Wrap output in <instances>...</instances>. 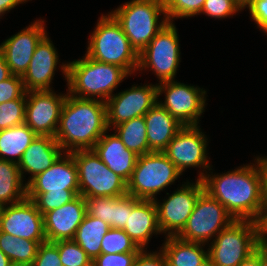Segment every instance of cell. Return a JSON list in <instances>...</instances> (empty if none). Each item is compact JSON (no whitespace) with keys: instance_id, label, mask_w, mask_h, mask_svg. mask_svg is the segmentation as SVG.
<instances>
[{"instance_id":"1","label":"cell","mask_w":267,"mask_h":266,"mask_svg":"<svg viewBox=\"0 0 267 266\" xmlns=\"http://www.w3.org/2000/svg\"><path fill=\"white\" fill-rule=\"evenodd\" d=\"M255 160L220 175L207 172L201 181L204 191L218 200L235 220L262 224L267 211L266 171L261 157Z\"/></svg>"},{"instance_id":"2","label":"cell","mask_w":267,"mask_h":266,"mask_svg":"<svg viewBox=\"0 0 267 266\" xmlns=\"http://www.w3.org/2000/svg\"><path fill=\"white\" fill-rule=\"evenodd\" d=\"M106 131V102L67 93L54 136L64 152L92 149Z\"/></svg>"},{"instance_id":"3","label":"cell","mask_w":267,"mask_h":266,"mask_svg":"<svg viewBox=\"0 0 267 266\" xmlns=\"http://www.w3.org/2000/svg\"><path fill=\"white\" fill-rule=\"evenodd\" d=\"M62 63L61 72L67 82V93L83 99L106 102L129 74L121 67L82 56Z\"/></svg>"},{"instance_id":"4","label":"cell","mask_w":267,"mask_h":266,"mask_svg":"<svg viewBox=\"0 0 267 266\" xmlns=\"http://www.w3.org/2000/svg\"><path fill=\"white\" fill-rule=\"evenodd\" d=\"M96 27L88 38L85 55L99 62L123 68L131 77L137 73L139 54L131 46L121 25L108 12L97 20Z\"/></svg>"},{"instance_id":"5","label":"cell","mask_w":267,"mask_h":266,"mask_svg":"<svg viewBox=\"0 0 267 266\" xmlns=\"http://www.w3.org/2000/svg\"><path fill=\"white\" fill-rule=\"evenodd\" d=\"M110 14L121 25L138 54L168 23L164 0H130Z\"/></svg>"},{"instance_id":"6","label":"cell","mask_w":267,"mask_h":266,"mask_svg":"<svg viewBox=\"0 0 267 266\" xmlns=\"http://www.w3.org/2000/svg\"><path fill=\"white\" fill-rule=\"evenodd\" d=\"M261 231L256 221L234 220L210 242L208 256L215 266H238L258 249Z\"/></svg>"},{"instance_id":"7","label":"cell","mask_w":267,"mask_h":266,"mask_svg":"<svg viewBox=\"0 0 267 266\" xmlns=\"http://www.w3.org/2000/svg\"><path fill=\"white\" fill-rule=\"evenodd\" d=\"M181 175L164 152L140 155L127 182V194L140 200H155L160 191L172 185Z\"/></svg>"},{"instance_id":"8","label":"cell","mask_w":267,"mask_h":266,"mask_svg":"<svg viewBox=\"0 0 267 266\" xmlns=\"http://www.w3.org/2000/svg\"><path fill=\"white\" fill-rule=\"evenodd\" d=\"M77 166L79 195L121 197L127 194V182L111 171L92 149L70 152Z\"/></svg>"},{"instance_id":"9","label":"cell","mask_w":267,"mask_h":266,"mask_svg":"<svg viewBox=\"0 0 267 266\" xmlns=\"http://www.w3.org/2000/svg\"><path fill=\"white\" fill-rule=\"evenodd\" d=\"M180 55L176 25L168 22L139 53L137 71L150 68L159 83L174 80L181 62Z\"/></svg>"},{"instance_id":"10","label":"cell","mask_w":267,"mask_h":266,"mask_svg":"<svg viewBox=\"0 0 267 266\" xmlns=\"http://www.w3.org/2000/svg\"><path fill=\"white\" fill-rule=\"evenodd\" d=\"M235 219L215 198L203 191L183 230L177 237L186 242L209 244Z\"/></svg>"},{"instance_id":"11","label":"cell","mask_w":267,"mask_h":266,"mask_svg":"<svg viewBox=\"0 0 267 266\" xmlns=\"http://www.w3.org/2000/svg\"><path fill=\"white\" fill-rule=\"evenodd\" d=\"M158 97L165 94V100H158L183 126L199 125V119L206 107V90L175 80L157 84Z\"/></svg>"},{"instance_id":"12","label":"cell","mask_w":267,"mask_h":266,"mask_svg":"<svg viewBox=\"0 0 267 266\" xmlns=\"http://www.w3.org/2000/svg\"><path fill=\"white\" fill-rule=\"evenodd\" d=\"M203 191V183L197 179L195 183L184 182L168 198L163 199V203L157 198L154 200L157 207L158 225L161 232L166 235L165 237L177 236L183 230Z\"/></svg>"},{"instance_id":"13","label":"cell","mask_w":267,"mask_h":266,"mask_svg":"<svg viewBox=\"0 0 267 266\" xmlns=\"http://www.w3.org/2000/svg\"><path fill=\"white\" fill-rule=\"evenodd\" d=\"M207 144L208 138L199 125H187L172 138L164 153L182 174L186 168H202L197 178L201 180L207 173L206 170H212L207 156Z\"/></svg>"},{"instance_id":"14","label":"cell","mask_w":267,"mask_h":266,"mask_svg":"<svg viewBox=\"0 0 267 266\" xmlns=\"http://www.w3.org/2000/svg\"><path fill=\"white\" fill-rule=\"evenodd\" d=\"M158 99L157 83L143 86L134 84L130 89L114 93L106 101L108 128L144 116L158 103Z\"/></svg>"},{"instance_id":"15","label":"cell","mask_w":267,"mask_h":266,"mask_svg":"<svg viewBox=\"0 0 267 266\" xmlns=\"http://www.w3.org/2000/svg\"><path fill=\"white\" fill-rule=\"evenodd\" d=\"M60 94V95H59ZM26 92L25 124L38 136L54 137L67 94Z\"/></svg>"},{"instance_id":"16","label":"cell","mask_w":267,"mask_h":266,"mask_svg":"<svg viewBox=\"0 0 267 266\" xmlns=\"http://www.w3.org/2000/svg\"><path fill=\"white\" fill-rule=\"evenodd\" d=\"M0 231L17 238L46 242L43 215L27 197L15 204L5 205L1 214Z\"/></svg>"},{"instance_id":"17","label":"cell","mask_w":267,"mask_h":266,"mask_svg":"<svg viewBox=\"0 0 267 266\" xmlns=\"http://www.w3.org/2000/svg\"><path fill=\"white\" fill-rule=\"evenodd\" d=\"M44 22L42 19L34 20L1 43L0 49L13 75L22 76L26 72L37 44L47 34Z\"/></svg>"},{"instance_id":"18","label":"cell","mask_w":267,"mask_h":266,"mask_svg":"<svg viewBox=\"0 0 267 266\" xmlns=\"http://www.w3.org/2000/svg\"><path fill=\"white\" fill-rule=\"evenodd\" d=\"M59 56L53 42L46 34L37 44L26 72L21 76L26 92L52 91Z\"/></svg>"},{"instance_id":"19","label":"cell","mask_w":267,"mask_h":266,"mask_svg":"<svg viewBox=\"0 0 267 266\" xmlns=\"http://www.w3.org/2000/svg\"><path fill=\"white\" fill-rule=\"evenodd\" d=\"M87 214L85 198L78 195L71 202L43 215L44 233L48 242L73 240Z\"/></svg>"},{"instance_id":"20","label":"cell","mask_w":267,"mask_h":266,"mask_svg":"<svg viewBox=\"0 0 267 266\" xmlns=\"http://www.w3.org/2000/svg\"><path fill=\"white\" fill-rule=\"evenodd\" d=\"M74 191L79 195L77 166L73 155L64 152L54 164L27 184V193Z\"/></svg>"},{"instance_id":"21","label":"cell","mask_w":267,"mask_h":266,"mask_svg":"<svg viewBox=\"0 0 267 266\" xmlns=\"http://www.w3.org/2000/svg\"><path fill=\"white\" fill-rule=\"evenodd\" d=\"M123 230L140 248L147 249L153 234L162 233L154 200H140L128 194V219Z\"/></svg>"},{"instance_id":"22","label":"cell","mask_w":267,"mask_h":266,"mask_svg":"<svg viewBox=\"0 0 267 266\" xmlns=\"http://www.w3.org/2000/svg\"><path fill=\"white\" fill-rule=\"evenodd\" d=\"M107 133L108 131L102 135L92 150L111 171L128 182L138 155L127 149L115 132Z\"/></svg>"},{"instance_id":"23","label":"cell","mask_w":267,"mask_h":266,"mask_svg":"<svg viewBox=\"0 0 267 266\" xmlns=\"http://www.w3.org/2000/svg\"><path fill=\"white\" fill-rule=\"evenodd\" d=\"M63 153L55 137L37 135L18 163L22 178L25 177V172L30 174V179L24 183L28 184L38 174L50 168Z\"/></svg>"},{"instance_id":"24","label":"cell","mask_w":267,"mask_h":266,"mask_svg":"<svg viewBox=\"0 0 267 266\" xmlns=\"http://www.w3.org/2000/svg\"><path fill=\"white\" fill-rule=\"evenodd\" d=\"M147 140L151 152H164L183 125L156 103L145 115Z\"/></svg>"},{"instance_id":"25","label":"cell","mask_w":267,"mask_h":266,"mask_svg":"<svg viewBox=\"0 0 267 266\" xmlns=\"http://www.w3.org/2000/svg\"><path fill=\"white\" fill-rule=\"evenodd\" d=\"M160 248L167 266H198L208 257L207 244L186 242L177 236H168Z\"/></svg>"},{"instance_id":"26","label":"cell","mask_w":267,"mask_h":266,"mask_svg":"<svg viewBox=\"0 0 267 266\" xmlns=\"http://www.w3.org/2000/svg\"><path fill=\"white\" fill-rule=\"evenodd\" d=\"M36 137L25 123L0 130V159L18 164Z\"/></svg>"},{"instance_id":"27","label":"cell","mask_w":267,"mask_h":266,"mask_svg":"<svg viewBox=\"0 0 267 266\" xmlns=\"http://www.w3.org/2000/svg\"><path fill=\"white\" fill-rule=\"evenodd\" d=\"M110 228L108 223L86 214L73 240L93 261L101 254V242Z\"/></svg>"},{"instance_id":"28","label":"cell","mask_w":267,"mask_h":266,"mask_svg":"<svg viewBox=\"0 0 267 266\" xmlns=\"http://www.w3.org/2000/svg\"><path fill=\"white\" fill-rule=\"evenodd\" d=\"M18 164L0 159V203L11 205L27 197V184Z\"/></svg>"},{"instance_id":"29","label":"cell","mask_w":267,"mask_h":266,"mask_svg":"<svg viewBox=\"0 0 267 266\" xmlns=\"http://www.w3.org/2000/svg\"><path fill=\"white\" fill-rule=\"evenodd\" d=\"M111 130H114L127 149L133 151L136 155L140 156L151 152L147 140L144 116L124 121Z\"/></svg>"},{"instance_id":"30","label":"cell","mask_w":267,"mask_h":266,"mask_svg":"<svg viewBox=\"0 0 267 266\" xmlns=\"http://www.w3.org/2000/svg\"><path fill=\"white\" fill-rule=\"evenodd\" d=\"M39 243L0 231V250L16 266H32Z\"/></svg>"},{"instance_id":"31","label":"cell","mask_w":267,"mask_h":266,"mask_svg":"<svg viewBox=\"0 0 267 266\" xmlns=\"http://www.w3.org/2000/svg\"><path fill=\"white\" fill-rule=\"evenodd\" d=\"M140 248L123 229L110 228L101 242V254L140 253Z\"/></svg>"},{"instance_id":"32","label":"cell","mask_w":267,"mask_h":266,"mask_svg":"<svg viewBox=\"0 0 267 266\" xmlns=\"http://www.w3.org/2000/svg\"><path fill=\"white\" fill-rule=\"evenodd\" d=\"M77 196L78 195L74 191H50L45 193H27V198L34 202L38 211L42 215L71 202Z\"/></svg>"},{"instance_id":"33","label":"cell","mask_w":267,"mask_h":266,"mask_svg":"<svg viewBox=\"0 0 267 266\" xmlns=\"http://www.w3.org/2000/svg\"><path fill=\"white\" fill-rule=\"evenodd\" d=\"M26 93L18 99L0 104V130L24 124Z\"/></svg>"},{"instance_id":"34","label":"cell","mask_w":267,"mask_h":266,"mask_svg":"<svg viewBox=\"0 0 267 266\" xmlns=\"http://www.w3.org/2000/svg\"><path fill=\"white\" fill-rule=\"evenodd\" d=\"M58 247L60 261L63 266H89L92 260L74 240L53 242Z\"/></svg>"},{"instance_id":"35","label":"cell","mask_w":267,"mask_h":266,"mask_svg":"<svg viewBox=\"0 0 267 266\" xmlns=\"http://www.w3.org/2000/svg\"><path fill=\"white\" fill-rule=\"evenodd\" d=\"M168 22L177 18H188L199 15L205 0H164Z\"/></svg>"},{"instance_id":"36","label":"cell","mask_w":267,"mask_h":266,"mask_svg":"<svg viewBox=\"0 0 267 266\" xmlns=\"http://www.w3.org/2000/svg\"><path fill=\"white\" fill-rule=\"evenodd\" d=\"M242 9L234 0H205L200 14H205L215 19H223L233 16Z\"/></svg>"},{"instance_id":"37","label":"cell","mask_w":267,"mask_h":266,"mask_svg":"<svg viewBox=\"0 0 267 266\" xmlns=\"http://www.w3.org/2000/svg\"><path fill=\"white\" fill-rule=\"evenodd\" d=\"M118 197H92L85 198L87 214L99 218L111 227L112 203Z\"/></svg>"},{"instance_id":"38","label":"cell","mask_w":267,"mask_h":266,"mask_svg":"<svg viewBox=\"0 0 267 266\" xmlns=\"http://www.w3.org/2000/svg\"><path fill=\"white\" fill-rule=\"evenodd\" d=\"M32 266H63L58 247L48 241L39 244Z\"/></svg>"},{"instance_id":"39","label":"cell","mask_w":267,"mask_h":266,"mask_svg":"<svg viewBox=\"0 0 267 266\" xmlns=\"http://www.w3.org/2000/svg\"><path fill=\"white\" fill-rule=\"evenodd\" d=\"M26 93L23 80L19 75L0 82V104L21 98Z\"/></svg>"},{"instance_id":"40","label":"cell","mask_w":267,"mask_h":266,"mask_svg":"<svg viewBox=\"0 0 267 266\" xmlns=\"http://www.w3.org/2000/svg\"><path fill=\"white\" fill-rule=\"evenodd\" d=\"M139 253L100 254L92 263L94 266H134Z\"/></svg>"},{"instance_id":"41","label":"cell","mask_w":267,"mask_h":266,"mask_svg":"<svg viewBox=\"0 0 267 266\" xmlns=\"http://www.w3.org/2000/svg\"><path fill=\"white\" fill-rule=\"evenodd\" d=\"M128 219V194L112 203L111 228L123 229Z\"/></svg>"},{"instance_id":"42","label":"cell","mask_w":267,"mask_h":266,"mask_svg":"<svg viewBox=\"0 0 267 266\" xmlns=\"http://www.w3.org/2000/svg\"><path fill=\"white\" fill-rule=\"evenodd\" d=\"M246 8L249 9L251 20L267 35V0H252Z\"/></svg>"},{"instance_id":"43","label":"cell","mask_w":267,"mask_h":266,"mask_svg":"<svg viewBox=\"0 0 267 266\" xmlns=\"http://www.w3.org/2000/svg\"><path fill=\"white\" fill-rule=\"evenodd\" d=\"M134 266H167V264L164 254L160 249L159 252H147V249H143L138 254Z\"/></svg>"},{"instance_id":"44","label":"cell","mask_w":267,"mask_h":266,"mask_svg":"<svg viewBox=\"0 0 267 266\" xmlns=\"http://www.w3.org/2000/svg\"><path fill=\"white\" fill-rule=\"evenodd\" d=\"M28 1L29 0H0V19L17 5L19 6V4H23Z\"/></svg>"},{"instance_id":"45","label":"cell","mask_w":267,"mask_h":266,"mask_svg":"<svg viewBox=\"0 0 267 266\" xmlns=\"http://www.w3.org/2000/svg\"><path fill=\"white\" fill-rule=\"evenodd\" d=\"M12 75L0 49V82L10 78Z\"/></svg>"},{"instance_id":"46","label":"cell","mask_w":267,"mask_h":266,"mask_svg":"<svg viewBox=\"0 0 267 266\" xmlns=\"http://www.w3.org/2000/svg\"><path fill=\"white\" fill-rule=\"evenodd\" d=\"M238 266H259V249L243 260Z\"/></svg>"},{"instance_id":"47","label":"cell","mask_w":267,"mask_h":266,"mask_svg":"<svg viewBox=\"0 0 267 266\" xmlns=\"http://www.w3.org/2000/svg\"><path fill=\"white\" fill-rule=\"evenodd\" d=\"M258 249L263 254V257L267 260V235L261 231L258 239Z\"/></svg>"},{"instance_id":"48","label":"cell","mask_w":267,"mask_h":266,"mask_svg":"<svg viewBox=\"0 0 267 266\" xmlns=\"http://www.w3.org/2000/svg\"><path fill=\"white\" fill-rule=\"evenodd\" d=\"M10 259L0 250V266H12Z\"/></svg>"},{"instance_id":"49","label":"cell","mask_w":267,"mask_h":266,"mask_svg":"<svg viewBox=\"0 0 267 266\" xmlns=\"http://www.w3.org/2000/svg\"><path fill=\"white\" fill-rule=\"evenodd\" d=\"M252 0H234V2L243 10L245 9Z\"/></svg>"},{"instance_id":"50","label":"cell","mask_w":267,"mask_h":266,"mask_svg":"<svg viewBox=\"0 0 267 266\" xmlns=\"http://www.w3.org/2000/svg\"><path fill=\"white\" fill-rule=\"evenodd\" d=\"M198 266H215L208 256L203 262H201Z\"/></svg>"},{"instance_id":"51","label":"cell","mask_w":267,"mask_h":266,"mask_svg":"<svg viewBox=\"0 0 267 266\" xmlns=\"http://www.w3.org/2000/svg\"><path fill=\"white\" fill-rule=\"evenodd\" d=\"M259 266H267V260L263 257V254L259 250Z\"/></svg>"},{"instance_id":"52","label":"cell","mask_w":267,"mask_h":266,"mask_svg":"<svg viewBox=\"0 0 267 266\" xmlns=\"http://www.w3.org/2000/svg\"><path fill=\"white\" fill-rule=\"evenodd\" d=\"M262 231L267 235V211H266L265 218L262 222Z\"/></svg>"},{"instance_id":"53","label":"cell","mask_w":267,"mask_h":266,"mask_svg":"<svg viewBox=\"0 0 267 266\" xmlns=\"http://www.w3.org/2000/svg\"><path fill=\"white\" fill-rule=\"evenodd\" d=\"M265 171H266V186H267V160H262Z\"/></svg>"},{"instance_id":"54","label":"cell","mask_w":267,"mask_h":266,"mask_svg":"<svg viewBox=\"0 0 267 266\" xmlns=\"http://www.w3.org/2000/svg\"><path fill=\"white\" fill-rule=\"evenodd\" d=\"M3 208H4V205L0 203V220H1V214H2Z\"/></svg>"},{"instance_id":"55","label":"cell","mask_w":267,"mask_h":266,"mask_svg":"<svg viewBox=\"0 0 267 266\" xmlns=\"http://www.w3.org/2000/svg\"><path fill=\"white\" fill-rule=\"evenodd\" d=\"M262 160H267V156L261 157Z\"/></svg>"}]
</instances>
